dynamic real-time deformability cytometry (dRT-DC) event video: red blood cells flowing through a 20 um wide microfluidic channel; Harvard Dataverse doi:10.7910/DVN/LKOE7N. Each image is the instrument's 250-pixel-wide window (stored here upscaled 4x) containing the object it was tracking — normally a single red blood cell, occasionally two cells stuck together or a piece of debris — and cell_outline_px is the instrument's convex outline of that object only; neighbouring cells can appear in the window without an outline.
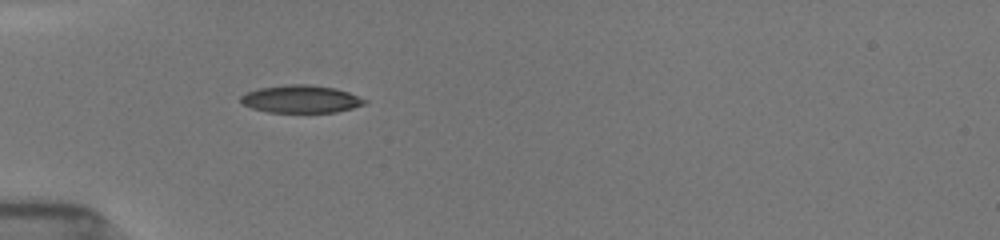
{"species": "common noctule bat (a hibernating species)", "species_latin": "Nyctalus noctula", "temperature_condition": "room temperature", "stored_images_in_passage": 1, "camera_frame_rate_fps": 3000, "um_per_image_px": 0.085, "animal": {"sex": "female", "body_mass_g": 19.5, "forearm_length_mm": 54.1}, "frame": {"image": 1, "passage_image": 1, "time_ms": 0.0, "image_size_px": [1000, 240], "cell_outline_px": [[368, 104], [336, 112], [268, 112], [252, 108], [244, 104], [240, 100], [240, 96], [248, 92], [260, 88], [288, 84], [308, 84], [336, 88], [348, 92], [368, 100]], "centroid_in_image_um": [25.62, 8.42], "position_along_channel_um": 59.4, "area_um2": 19.94}}